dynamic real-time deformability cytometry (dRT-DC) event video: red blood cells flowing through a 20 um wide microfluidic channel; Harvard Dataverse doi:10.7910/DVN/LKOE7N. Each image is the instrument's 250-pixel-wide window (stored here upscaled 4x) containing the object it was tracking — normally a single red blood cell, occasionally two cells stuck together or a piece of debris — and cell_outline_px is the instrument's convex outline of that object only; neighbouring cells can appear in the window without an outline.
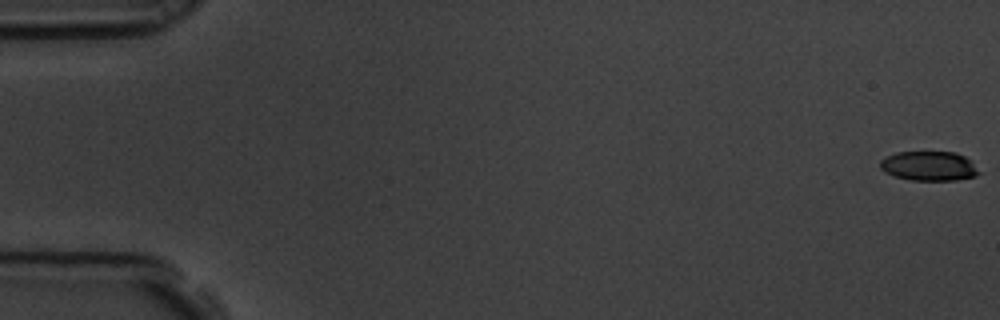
{"species": "common noctule bat (a hibernating species)", "species_latin": "Nyctalus noctula", "temperature_condition": "room temperature", "stored_images_in_passage": 6, "camera_frame_rate_fps": 3000, "um_per_image_px": 0.085, "animal": {"sex": "male", "body_mass_g": 19.5, "forearm_length_mm": 54.6}, "frame": {"image": 1, "passage_image": 1, "time_ms": 0.0, "image_size_px": [1000, 320], "cell_outline_px": [[980, 172], [976, 176], [956, 180], [912, 180], [896, 176], [884, 172], [880, 168], [880, 160], [896, 152], [956, 152], [964, 156]], "centroid_in_image_um": [78.94, 14.11], "position_along_channel_um": 6.1, "area_um2": 16.76}}
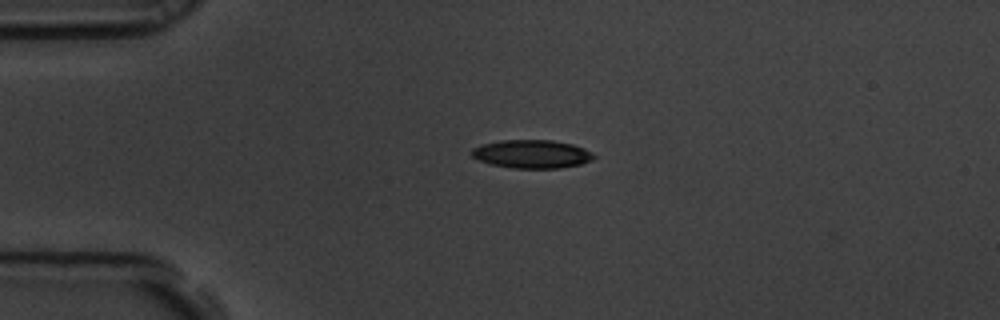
{"frame": {"image": 2, "passage_image": 5, "time_ms": 1.333, "image_size_px": [1000, 320], "cell_outline_px": [[596, 156], [592, 160], [580, 164], [560, 168], [512, 168], [492, 164], [476, 160], [472, 156], [472, 148], [480, 144], [500, 140], [552, 140], [572, 144], [584, 148], [592, 152]], "centroid_in_image_um": [45.19, 13.09], "position_along_channel_um": 39.8, "area_um2": 20.29}}